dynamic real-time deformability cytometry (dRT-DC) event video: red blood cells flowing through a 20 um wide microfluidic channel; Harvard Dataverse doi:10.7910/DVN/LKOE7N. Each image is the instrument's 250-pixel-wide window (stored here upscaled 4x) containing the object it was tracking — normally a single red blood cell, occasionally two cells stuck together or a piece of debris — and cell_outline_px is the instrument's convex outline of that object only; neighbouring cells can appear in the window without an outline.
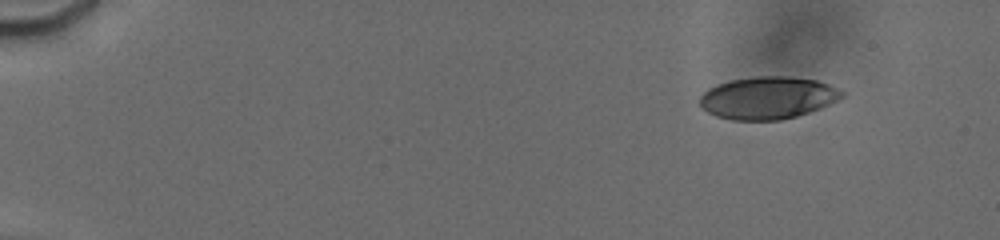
{"species": "human", "species_latin": "Homo sapiens", "temperature_condition": "cold", "stored_images_in_passage": 33, "camera_frame_rate_fps": 3000, "um_per_image_px": 0.085, "donor": {"sex": "male"}, "frame": {"image": 1, "passage_image": 3, "time_ms": 2.0, "image_size_px": [1000, 240], "cell_outline_px": [[844, 96], [820, 108], [796, 116], [780, 120], [732, 120], [716, 116], [700, 108], [700, 96], [708, 88], [716, 84], [732, 80], [756, 76], [788, 76], [816, 80], [828, 84], [844, 92]], "centroid_in_image_um": [65.22, 8.31], "position_along_channel_um": 19.8, "area_um2": 35.03}}
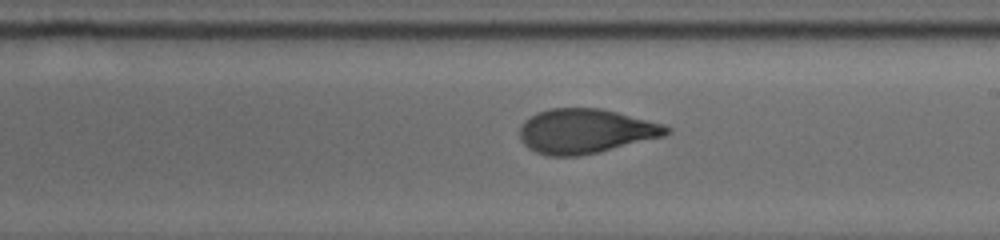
{"frame": {"image": 2, "passage_image": 18, "time_ms": 11.333, "image_size_px": [1000, 240], "cell_outline_px": [[672, 132], [664, 136], [600, 152], [580, 156], [548, 156], [536, 152], [528, 148], [520, 140], [520, 124], [524, 120], [536, 112], [552, 108], [600, 108], [664, 124], [672, 128]], "centroid_in_image_um": [49.76, 11.15], "position_along_channel_um": 239.2, "area_um2": 38.32}}
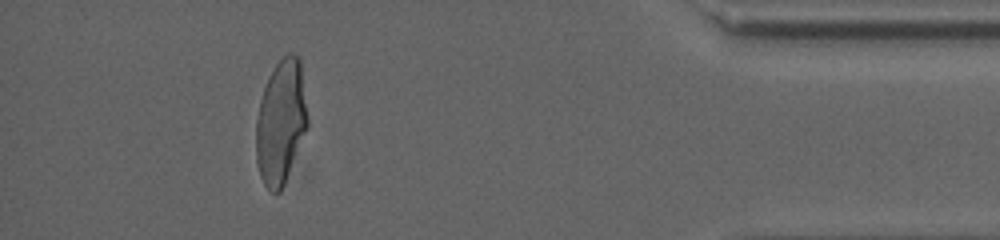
{"frame": {"image": 3, "passage_image": 29, "time_ms": 17.0, "image_size_px": [1000, 240], "cell_outline_px": [[308, 128], [284, 184], [280, 192], [272, 192], [264, 184], [260, 176], [256, 160], [256, 120], [260, 100], [268, 76], [276, 64], [288, 52], [292, 52], [300, 56], [308, 116]], "centroid_in_image_um": [23.89, 10.34], "position_along_channel_um": 411.3, "area_um2": 37.57}, "authors_computed_cell_mechanics": {"area_um2": 37.57, "velocity_mm_per_s": 3.797, "shape_relaxation_time_tau1_ms": 4.1898, "shape_relaxation_time_tau2_ms": 1.0317, "deformation_change_tau1": 0.1727, "deformation_change_tau2": 0.0638}}